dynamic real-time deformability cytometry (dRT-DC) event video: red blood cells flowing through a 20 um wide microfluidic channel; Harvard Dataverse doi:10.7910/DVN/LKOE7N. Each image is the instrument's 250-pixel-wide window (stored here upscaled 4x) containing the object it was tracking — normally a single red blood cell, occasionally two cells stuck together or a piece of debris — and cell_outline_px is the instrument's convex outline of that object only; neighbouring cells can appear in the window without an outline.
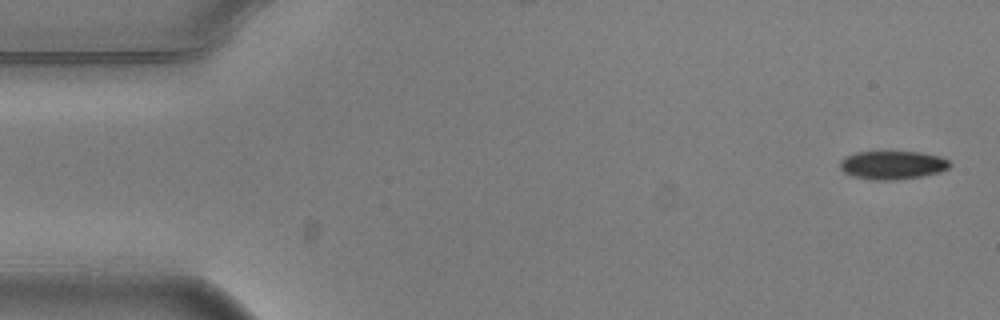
{"species": "common noctule bat (a hibernating species)", "species_latin": "Nyctalus noctula", "temperature_condition": "warm", "stored_images_in_passage": 14, "camera_frame_rate_fps": 3000, "um_per_image_px": 0.085, "animal": {"sex": "male", "body_mass_g": 20.5, "forearm_length_mm": 52.5}, "frame": {"image": 1, "passage_image": 1, "time_ms": 0.0, "image_size_px": [1000, 320], "cell_outline_px": [[952, 164], [948, 168], [940, 172], [924, 176], [896, 180], [872, 180], [852, 176], [844, 172], [840, 168], [840, 160], [856, 152], [920, 152], [940, 156], [948, 160]], "centroid_in_image_um": [75.88, 14.04], "position_along_channel_um": 9.1, "area_um2": 18.26}}
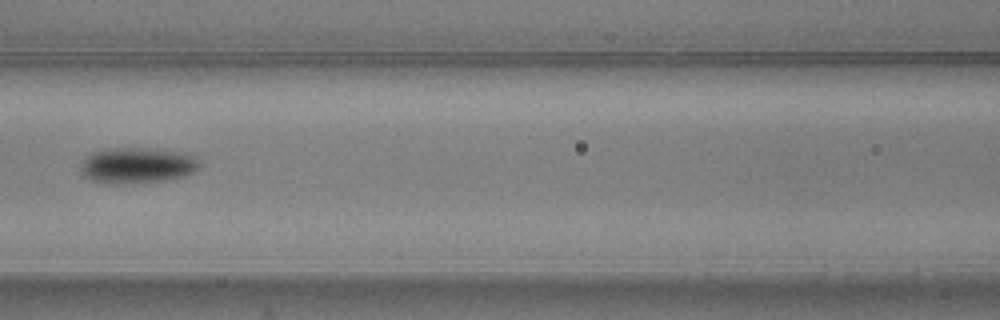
{"frame": {"image": 2, "passage_image": 6, "time_ms": 1.667, "image_size_px": [1000, 320], "cell_outline_px": [[200, 164], [196, 172], [188, 176], [164, 180], [124, 184], [112, 184], [92, 180], [84, 176], [80, 168], [84, 156], [88, 152], [104, 148], [140, 148], [184, 152], [196, 156]], "centroid_in_image_um": [11.65, 14.05], "position_along_channel_um": 154.9, "area_um2": 25.26}}
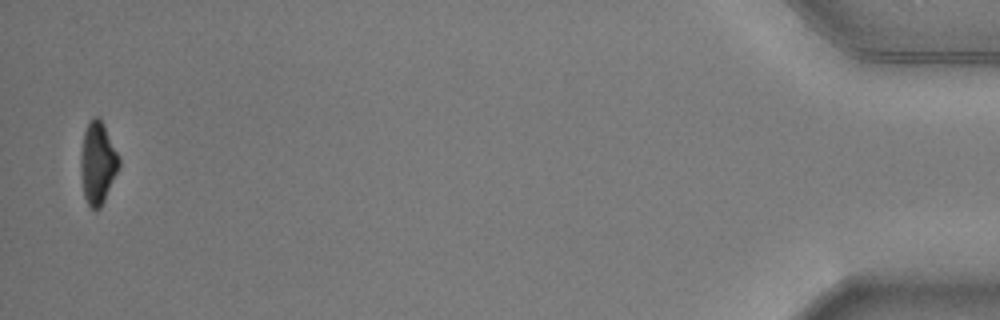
{"frame": {"image": 3, "passage_image": 14, "time_ms": 4.333, "image_size_px": [1000, 320], "cell_outline_px": [[120, 164], [104, 200], [100, 208], [96, 212], [88, 204], [84, 196], [80, 172], [80, 152], [84, 132], [88, 120], [92, 116], [100, 116], [120, 156]], "centroid_in_image_um": [8.29, 13.79], "position_along_channel_um": 426.9, "area_um2": 18.61}}